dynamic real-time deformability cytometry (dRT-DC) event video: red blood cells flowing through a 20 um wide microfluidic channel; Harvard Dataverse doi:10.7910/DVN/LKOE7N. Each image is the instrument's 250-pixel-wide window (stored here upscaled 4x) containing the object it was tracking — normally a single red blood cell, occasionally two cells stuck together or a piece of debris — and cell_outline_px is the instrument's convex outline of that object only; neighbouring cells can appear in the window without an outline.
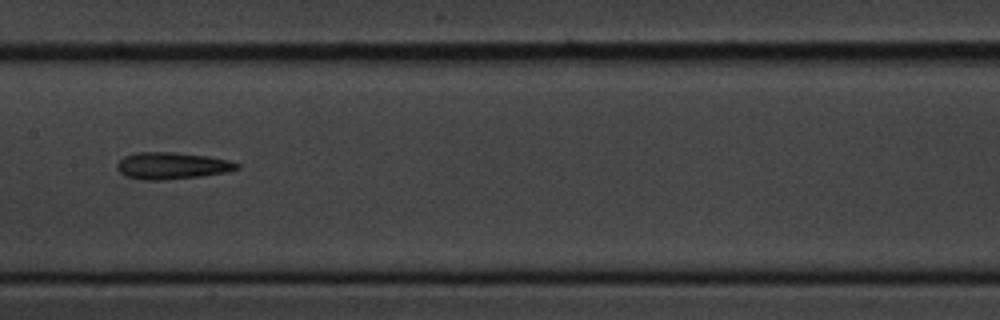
{"species": "common noctule bat (a hibernating species)", "species_latin": "Nyctalus noctula", "temperature_condition": "cold", "stored_images_in_passage": 8, "camera_frame_rate_fps": 3000, "um_per_image_px": 0.085, "animal": {"sex": "male", "body_mass_g": 20.1, "forearm_length_mm": 53.5}, "frame": {"image": 1, "passage_image": 7, "time_ms": 6.667, "image_size_px": [1000, 320], "cell_outline_px": [[240, 168], [224, 172], [200, 176], [164, 180], [144, 180], [124, 176], [116, 168], [116, 164], [124, 156], [136, 152], [176, 152], [208, 156], [228, 160], [240, 164]], "centroid_in_image_um": [14.58, 14.08], "position_along_channel_um": 192.8, "area_um2": 18.79}}